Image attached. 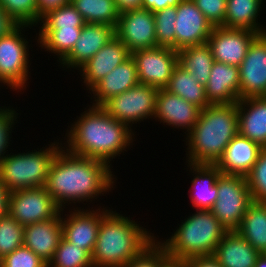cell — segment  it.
Returning <instances> with one entry per match:
<instances>
[{
	"label": "cell",
	"mask_w": 266,
	"mask_h": 267,
	"mask_svg": "<svg viewBox=\"0 0 266 267\" xmlns=\"http://www.w3.org/2000/svg\"><path fill=\"white\" fill-rule=\"evenodd\" d=\"M110 168L106 162L61 147L49 168L45 188L63 212L65 203L88 202L112 190L115 175Z\"/></svg>",
	"instance_id": "1"
},
{
	"label": "cell",
	"mask_w": 266,
	"mask_h": 267,
	"mask_svg": "<svg viewBox=\"0 0 266 267\" xmlns=\"http://www.w3.org/2000/svg\"><path fill=\"white\" fill-rule=\"evenodd\" d=\"M70 130V131H69ZM67 130V151L110 164L133 142L126 124L112 118L101 106H89ZM128 146V147H127Z\"/></svg>",
	"instance_id": "2"
},
{
	"label": "cell",
	"mask_w": 266,
	"mask_h": 267,
	"mask_svg": "<svg viewBox=\"0 0 266 267\" xmlns=\"http://www.w3.org/2000/svg\"><path fill=\"white\" fill-rule=\"evenodd\" d=\"M237 134V102L210 104L201 109L198 121L186 134L187 163L216 164Z\"/></svg>",
	"instance_id": "3"
},
{
	"label": "cell",
	"mask_w": 266,
	"mask_h": 267,
	"mask_svg": "<svg viewBox=\"0 0 266 267\" xmlns=\"http://www.w3.org/2000/svg\"><path fill=\"white\" fill-rule=\"evenodd\" d=\"M151 234L135 220L108 210L91 254L93 267H124L156 239Z\"/></svg>",
	"instance_id": "4"
},
{
	"label": "cell",
	"mask_w": 266,
	"mask_h": 267,
	"mask_svg": "<svg viewBox=\"0 0 266 267\" xmlns=\"http://www.w3.org/2000/svg\"><path fill=\"white\" fill-rule=\"evenodd\" d=\"M184 220L169 239L160 242L173 260L213 255L217 244L229 231L210 210H196Z\"/></svg>",
	"instance_id": "5"
},
{
	"label": "cell",
	"mask_w": 266,
	"mask_h": 267,
	"mask_svg": "<svg viewBox=\"0 0 266 267\" xmlns=\"http://www.w3.org/2000/svg\"><path fill=\"white\" fill-rule=\"evenodd\" d=\"M62 144L54 142L44 148L45 150L6 154L0 161L1 182L10 193L22 189L45 187L49 168Z\"/></svg>",
	"instance_id": "6"
},
{
	"label": "cell",
	"mask_w": 266,
	"mask_h": 267,
	"mask_svg": "<svg viewBox=\"0 0 266 267\" xmlns=\"http://www.w3.org/2000/svg\"><path fill=\"white\" fill-rule=\"evenodd\" d=\"M216 185L218 197L210 211L229 231L236 230L253 203L246 177L221 173Z\"/></svg>",
	"instance_id": "7"
},
{
	"label": "cell",
	"mask_w": 266,
	"mask_h": 267,
	"mask_svg": "<svg viewBox=\"0 0 266 267\" xmlns=\"http://www.w3.org/2000/svg\"><path fill=\"white\" fill-rule=\"evenodd\" d=\"M26 27L33 26L18 25L7 36L0 37V83L20 91L26 89L29 79V42L21 33Z\"/></svg>",
	"instance_id": "8"
},
{
	"label": "cell",
	"mask_w": 266,
	"mask_h": 267,
	"mask_svg": "<svg viewBox=\"0 0 266 267\" xmlns=\"http://www.w3.org/2000/svg\"><path fill=\"white\" fill-rule=\"evenodd\" d=\"M158 90L154 86L137 84L127 91L113 96L101 107L112 118L131 128L134 123L154 117Z\"/></svg>",
	"instance_id": "9"
},
{
	"label": "cell",
	"mask_w": 266,
	"mask_h": 267,
	"mask_svg": "<svg viewBox=\"0 0 266 267\" xmlns=\"http://www.w3.org/2000/svg\"><path fill=\"white\" fill-rule=\"evenodd\" d=\"M60 211L45 187L17 190L9 195L8 213L23 226L47 221Z\"/></svg>",
	"instance_id": "10"
},
{
	"label": "cell",
	"mask_w": 266,
	"mask_h": 267,
	"mask_svg": "<svg viewBox=\"0 0 266 267\" xmlns=\"http://www.w3.org/2000/svg\"><path fill=\"white\" fill-rule=\"evenodd\" d=\"M137 67L139 84L165 88L178 64V53L169 47L157 46L131 53Z\"/></svg>",
	"instance_id": "11"
},
{
	"label": "cell",
	"mask_w": 266,
	"mask_h": 267,
	"mask_svg": "<svg viewBox=\"0 0 266 267\" xmlns=\"http://www.w3.org/2000/svg\"><path fill=\"white\" fill-rule=\"evenodd\" d=\"M115 36L130 53L157 47L153 12L141 8L120 13Z\"/></svg>",
	"instance_id": "12"
},
{
	"label": "cell",
	"mask_w": 266,
	"mask_h": 267,
	"mask_svg": "<svg viewBox=\"0 0 266 267\" xmlns=\"http://www.w3.org/2000/svg\"><path fill=\"white\" fill-rule=\"evenodd\" d=\"M258 35L249 29L219 26L213 27L207 43L216 62L239 67Z\"/></svg>",
	"instance_id": "13"
},
{
	"label": "cell",
	"mask_w": 266,
	"mask_h": 267,
	"mask_svg": "<svg viewBox=\"0 0 266 267\" xmlns=\"http://www.w3.org/2000/svg\"><path fill=\"white\" fill-rule=\"evenodd\" d=\"M240 99L266 97V33L251 43L239 66Z\"/></svg>",
	"instance_id": "14"
},
{
	"label": "cell",
	"mask_w": 266,
	"mask_h": 267,
	"mask_svg": "<svg viewBox=\"0 0 266 267\" xmlns=\"http://www.w3.org/2000/svg\"><path fill=\"white\" fill-rule=\"evenodd\" d=\"M175 50L208 42L213 26L193 0H181L176 6Z\"/></svg>",
	"instance_id": "15"
},
{
	"label": "cell",
	"mask_w": 266,
	"mask_h": 267,
	"mask_svg": "<svg viewBox=\"0 0 266 267\" xmlns=\"http://www.w3.org/2000/svg\"><path fill=\"white\" fill-rule=\"evenodd\" d=\"M76 209L69 210V213H71L66 216L67 218L61 217L62 237L71 244L92 254L101 224V217L108 210L99 208L91 211L90 209H81V207Z\"/></svg>",
	"instance_id": "16"
},
{
	"label": "cell",
	"mask_w": 266,
	"mask_h": 267,
	"mask_svg": "<svg viewBox=\"0 0 266 267\" xmlns=\"http://www.w3.org/2000/svg\"><path fill=\"white\" fill-rule=\"evenodd\" d=\"M201 108L190 103L165 88L159 89L156 96L154 118L170 127L187 129L190 132L198 121ZM158 118V119H157Z\"/></svg>",
	"instance_id": "17"
},
{
	"label": "cell",
	"mask_w": 266,
	"mask_h": 267,
	"mask_svg": "<svg viewBox=\"0 0 266 267\" xmlns=\"http://www.w3.org/2000/svg\"><path fill=\"white\" fill-rule=\"evenodd\" d=\"M114 36L115 28L110 25L86 23L73 49L60 63L67 68L80 69Z\"/></svg>",
	"instance_id": "18"
},
{
	"label": "cell",
	"mask_w": 266,
	"mask_h": 267,
	"mask_svg": "<svg viewBox=\"0 0 266 267\" xmlns=\"http://www.w3.org/2000/svg\"><path fill=\"white\" fill-rule=\"evenodd\" d=\"M131 56L128 48L114 36L79 70L83 83L89 90L116 66Z\"/></svg>",
	"instance_id": "19"
},
{
	"label": "cell",
	"mask_w": 266,
	"mask_h": 267,
	"mask_svg": "<svg viewBox=\"0 0 266 267\" xmlns=\"http://www.w3.org/2000/svg\"><path fill=\"white\" fill-rule=\"evenodd\" d=\"M61 211L47 221L24 226L23 245L47 264L53 259L62 238Z\"/></svg>",
	"instance_id": "20"
},
{
	"label": "cell",
	"mask_w": 266,
	"mask_h": 267,
	"mask_svg": "<svg viewBox=\"0 0 266 267\" xmlns=\"http://www.w3.org/2000/svg\"><path fill=\"white\" fill-rule=\"evenodd\" d=\"M205 91L210 104L237 102L240 99L239 67L215 61Z\"/></svg>",
	"instance_id": "21"
},
{
	"label": "cell",
	"mask_w": 266,
	"mask_h": 267,
	"mask_svg": "<svg viewBox=\"0 0 266 267\" xmlns=\"http://www.w3.org/2000/svg\"><path fill=\"white\" fill-rule=\"evenodd\" d=\"M263 148L239 133L225 148L222 157L215 164L223 174L246 176Z\"/></svg>",
	"instance_id": "22"
},
{
	"label": "cell",
	"mask_w": 266,
	"mask_h": 267,
	"mask_svg": "<svg viewBox=\"0 0 266 267\" xmlns=\"http://www.w3.org/2000/svg\"><path fill=\"white\" fill-rule=\"evenodd\" d=\"M238 133L266 148V97L237 101Z\"/></svg>",
	"instance_id": "23"
},
{
	"label": "cell",
	"mask_w": 266,
	"mask_h": 267,
	"mask_svg": "<svg viewBox=\"0 0 266 267\" xmlns=\"http://www.w3.org/2000/svg\"><path fill=\"white\" fill-rule=\"evenodd\" d=\"M139 84L137 67L130 56L123 63L116 66L103 79L96 83L89 91L93 93L94 106H102L107 100Z\"/></svg>",
	"instance_id": "24"
},
{
	"label": "cell",
	"mask_w": 266,
	"mask_h": 267,
	"mask_svg": "<svg viewBox=\"0 0 266 267\" xmlns=\"http://www.w3.org/2000/svg\"><path fill=\"white\" fill-rule=\"evenodd\" d=\"M259 255L236 230L228 231L213 253L222 267H255Z\"/></svg>",
	"instance_id": "25"
},
{
	"label": "cell",
	"mask_w": 266,
	"mask_h": 267,
	"mask_svg": "<svg viewBox=\"0 0 266 267\" xmlns=\"http://www.w3.org/2000/svg\"><path fill=\"white\" fill-rule=\"evenodd\" d=\"M189 165V166H188ZM193 173L191 202L196 210H211L218 197L216 185L222 173L215 164H187Z\"/></svg>",
	"instance_id": "26"
},
{
	"label": "cell",
	"mask_w": 266,
	"mask_h": 267,
	"mask_svg": "<svg viewBox=\"0 0 266 267\" xmlns=\"http://www.w3.org/2000/svg\"><path fill=\"white\" fill-rule=\"evenodd\" d=\"M262 1L227 0L223 27L249 29L258 34L266 33V29L258 23L257 18L261 11Z\"/></svg>",
	"instance_id": "27"
},
{
	"label": "cell",
	"mask_w": 266,
	"mask_h": 267,
	"mask_svg": "<svg viewBox=\"0 0 266 267\" xmlns=\"http://www.w3.org/2000/svg\"><path fill=\"white\" fill-rule=\"evenodd\" d=\"M178 64L182 66L201 85L205 86L209 80L211 68L215 62L208 43L189 46L177 51Z\"/></svg>",
	"instance_id": "28"
},
{
	"label": "cell",
	"mask_w": 266,
	"mask_h": 267,
	"mask_svg": "<svg viewBox=\"0 0 266 267\" xmlns=\"http://www.w3.org/2000/svg\"><path fill=\"white\" fill-rule=\"evenodd\" d=\"M236 231L260 254L266 251V206L253 202Z\"/></svg>",
	"instance_id": "29"
},
{
	"label": "cell",
	"mask_w": 266,
	"mask_h": 267,
	"mask_svg": "<svg viewBox=\"0 0 266 267\" xmlns=\"http://www.w3.org/2000/svg\"><path fill=\"white\" fill-rule=\"evenodd\" d=\"M165 89L184 100L197 105L201 109L210 105L207 100L205 86L201 85L182 66L177 64Z\"/></svg>",
	"instance_id": "30"
},
{
	"label": "cell",
	"mask_w": 266,
	"mask_h": 267,
	"mask_svg": "<svg viewBox=\"0 0 266 267\" xmlns=\"http://www.w3.org/2000/svg\"><path fill=\"white\" fill-rule=\"evenodd\" d=\"M86 23L106 24L116 28L119 11L115 0H70Z\"/></svg>",
	"instance_id": "31"
},
{
	"label": "cell",
	"mask_w": 266,
	"mask_h": 267,
	"mask_svg": "<svg viewBox=\"0 0 266 267\" xmlns=\"http://www.w3.org/2000/svg\"><path fill=\"white\" fill-rule=\"evenodd\" d=\"M82 28L40 29L38 44L49 53H54L61 62L73 49Z\"/></svg>",
	"instance_id": "32"
},
{
	"label": "cell",
	"mask_w": 266,
	"mask_h": 267,
	"mask_svg": "<svg viewBox=\"0 0 266 267\" xmlns=\"http://www.w3.org/2000/svg\"><path fill=\"white\" fill-rule=\"evenodd\" d=\"M48 267H93L92 256L62 237Z\"/></svg>",
	"instance_id": "33"
},
{
	"label": "cell",
	"mask_w": 266,
	"mask_h": 267,
	"mask_svg": "<svg viewBox=\"0 0 266 267\" xmlns=\"http://www.w3.org/2000/svg\"><path fill=\"white\" fill-rule=\"evenodd\" d=\"M39 29L82 28L86 22L69 2L41 16ZM43 23V24H42Z\"/></svg>",
	"instance_id": "34"
},
{
	"label": "cell",
	"mask_w": 266,
	"mask_h": 267,
	"mask_svg": "<svg viewBox=\"0 0 266 267\" xmlns=\"http://www.w3.org/2000/svg\"><path fill=\"white\" fill-rule=\"evenodd\" d=\"M24 226L9 213L0 217V260L23 245Z\"/></svg>",
	"instance_id": "35"
},
{
	"label": "cell",
	"mask_w": 266,
	"mask_h": 267,
	"mask_svg": "<svg viewBox=\"0 0 266 267\" xmlns=\"http://www.w3.org/2000/svg\"><path fill=\"white\" fill-rule=\"evenodd\" d=\"M153 14L157 46L169 47L175 50L176 7H168Z\"/></svg>",
	"instance_id": "36"
},
{
	"label": "cell",
	"mask_w": 266,
	"mask_h": 267,
	"mask_svg": "<svg viewBox=\"0 0 266 267\" xmlns=\"http://www.w3.org/2000/svg\"><path fill=\"white\" fill-rule=\"evenodd\" d=\"M0 4L18 25L39 24L37 0H0Z\"/></svg>",
	"instance_id": "37"
},
{
	"label": "cell",
	"mask_w": 266,
	"mask_h": 267,
	"mask_svg": "<svg viewBox=\"0 0 266 267\" xmlns=\"http://www.w3.org/2000/svg\"><path fill=\"white\" fill-rule=\"evenodd\" d=\"M253 202L266 201V148H263L250 172L245 176Z\"/></svg>",
	"instance_id": "38"
},
{
	"label": "cell",
	"mask_w": 266,
	"mask_h": 267,
	"mask_svg": "<svg viewBox=\"0 0 266 267\" xmlns=\"http://www.w3.org/2000/svg\"><path fill=\"white\" fill-rule=\"evenodd\" d=\"M169 259L165 248L155 239L124 267H162Z\"/></svg>",
	"instance_id": "39"
},
{
	"label": "cell",
	"mask_w": 266,
	"mask_h": 267,
	"mask_svg": "<svg viewBox=\"0 0 266 267\" xmlns=\"http://www.w3.org/2000/svg\"><path fill=\"white\" fill-rule=\"evenodd\" d=\"M0 267H48L31 249L22 245L0 260Z\"/></svg>",
	"instance_id": "40"
},
{
	"label": "cell",
	"mask_w": 266,
	"mask_h": 267,
	"mask_svg": "<svg viewBox=\"0 0 266 267\" xmlns=\"http://www.w3.org/2000/svg\"><path fill=\"white\" fill-rule=\"evenodd\" d=\"M213 27L224 25L227 0H193Z\"/></svg>",
	"instance_id": "41"
},
{
	"label": "cell",
	"mask_w": 266,
	"mask_h": 267,
	"mask_svg": "<svg viewBox=\"0 0 266 267\" xmlns=\"http://www.w3.org/2000/svg\"><path fill=\"white\" fill-rule=\"evenodd\" d=\"M18 113L13 108H2L0 111V161L5 156L11 139L12 127L17 121Z\"/></svg>",
	"instance_id": "42"
},
{
	"label": "cell",
	"mask_w": 266,
	"mask_h": 267,
	"mask_svg": "<svg viewBox=\"0 0 266 267\" xmlns=\"http://www.w3.org/2000/svg\"><path fill=\"white\" fill-rule=\"evenodd\" d=\"M181 0H142V9L153 13L168 7H176Z\"/></svg>",
	"instance_id": "43"
},
{
	"label": "cell",
	"mask_w": 266,
	"mask_h": 267,
	"mask_svg": "<svg viewBox=\"0 0 266 267\" xmlns=\"http://www.w3.org/2000/svg\"><path fill=\"white\" fill-rule=\"evenodd\" d=\"M185 262L187 267H222L213 255L193 257Z\"/></svg>",
	"instance_id": "44"
},
{
	"label": "cell",
	"mask_w": 266,
	"mask_h": 267,
	"mask_svg": "<svg viewBox=\"0 0 266 267\" xmlns=\"http://www.w3.org/2000/svg\"><path fill=\"white\" fill-rule=\"evenodd\" d=\"M17 26L16 21L2 9L0 4V37L7 36Z\"/></svg>",
	"instance_id": "45"
},
{
	"label": "cell",
	"mask_w": 266,
	"mask_h": 267,
	"mask_svg": "<svg viewBox=\"0 0 266 267\" xmlns=\"http://www.w3.org/2000/svg\"><path fill=\"white\" fill-rule=\"evenodd\" d=\"M70 0H37V10H38V22H40L41 16L51 9L58 8Z\"/></svg>",
	"instance_id": "46"
},
{
	"label": "cell",
	"mask_w": 266,
	"mask_h": 267,
	"mask_svg": "<svg viewBox=\"0 0 266 267\" xmlns=\"http://www.w3.org/2000/svg\"><path fill=\"white\" fill-rule=\"evenodd\" d=\"M115 2L119 13L142 8V0H115Z\"/></svg>",
	"instance_id": "47"
},
{
	"label": "cell",
	"mask_w": 266,
	"mask_h": 267,
	"mask_svg": "<svg viewBox=\"0 0 266 267\" xmlns=\"http://www.w3.org/2000/svg\"><path fill=\"white\" fill-rule=\"evenodd\" d=\"M10 192L0 180V217L8 214Z\"/></svg>",
	"instance_id": "48"
},
{
	"label": "cell",
	"mask_w": 266,
	"mask_h": 267,
	"mask_svg": "<svg viewBox=\"0 0 266 267\" xmlns=\"http://www.w3.org/2000/svg\"><path fill=\"white\" fill-rule=\"evenodd\" d=\"M162 267H187L185 261L169 259Z\"/></svg>",
	"instance_id": "49"
},
{
	"label": "cell",
	"mask_w": 266,
	"mask_h": 267,
	"mask_svg": "<svg viewBox=\"0 0 266 267\" xmlns=\"http://www.w3.org/2000/svg\"><path fill=\"white\" fill-rule=\"evenodd\" d=\"M255 267H266V255L260 254L256 260Z\"/></svg>",
	"instance_id": "50"
}]
</instances>
